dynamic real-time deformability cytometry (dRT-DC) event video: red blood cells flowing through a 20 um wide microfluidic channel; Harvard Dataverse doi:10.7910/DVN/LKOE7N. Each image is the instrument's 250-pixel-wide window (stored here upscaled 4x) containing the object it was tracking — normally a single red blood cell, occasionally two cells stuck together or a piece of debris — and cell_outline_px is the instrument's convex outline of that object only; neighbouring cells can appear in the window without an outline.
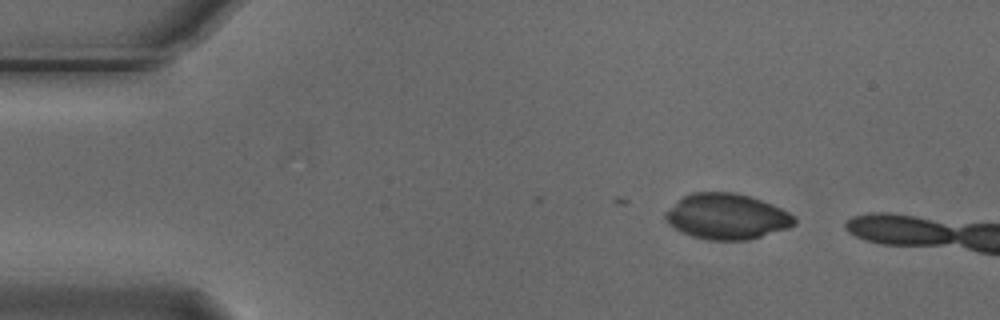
{"species": "Egyptian fruit bat (a non-hibernating species)", "species_latin": "Rousettus aegyptiacus", "temperature_condition": "cold", "stored_images_in_passage": 2, "camera_frame_rate_fps": 3000, "um_per_image_px": 0.085, "animal": {"sex": "male"}, "frame": {"image": 1, "passage_image": 2, "time_ms": 0.333, "image_size_px": [1000, 320], "cell_outline_px": [[796, 224], [788, 228], [748, 240], [708, 240], [692, 236], [680, 232], [668, 224], [664, 220], [664, 212], [676, 200], [692, 192], [736, 192], [772, 204], [796, 216]], "centroid_in_image_um": [61.74, 18.4], "position_along_channel_um": 23.3, "area_um2": 34.56}}